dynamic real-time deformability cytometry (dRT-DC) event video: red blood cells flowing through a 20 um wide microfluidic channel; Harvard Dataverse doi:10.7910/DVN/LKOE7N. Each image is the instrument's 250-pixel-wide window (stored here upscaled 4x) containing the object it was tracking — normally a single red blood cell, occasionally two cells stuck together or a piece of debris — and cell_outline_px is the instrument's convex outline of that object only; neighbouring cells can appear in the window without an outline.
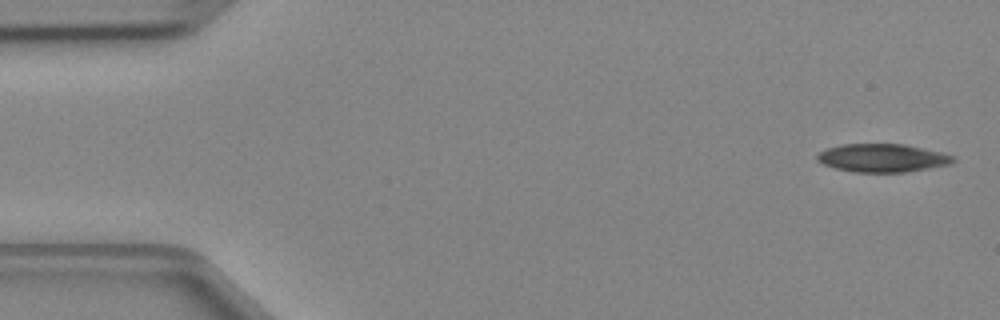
{"species": "Egyptian fruit bat (a non-hibernating species)", "species_latin": "Rousettus aegyptiacus", "temperature_condition": "cold", "stored_images_in_passage": 46, "camera_frame_rate_fps": 3000, "um_per_image_px": 0.085, "animal": {"sex": "female"}, "frame": {"image": 1, "passage_image": 1, "time_ms": 0.0, "image_size_px": [1000, 320], "cell_outline_px": [[956, 160], [948, 164], [928, 168], [904, 172], [856, 172], [836, 168], [824, 164], [816, 160], [816, 156], [820, 152], [828, 148], [844, 144], [904, 144], [944, 152], [952, 156]], "centroid_in_image_um": [75.01, 13.42], "position_along_channel_um": 10.0, "area_um2": 22.14}}
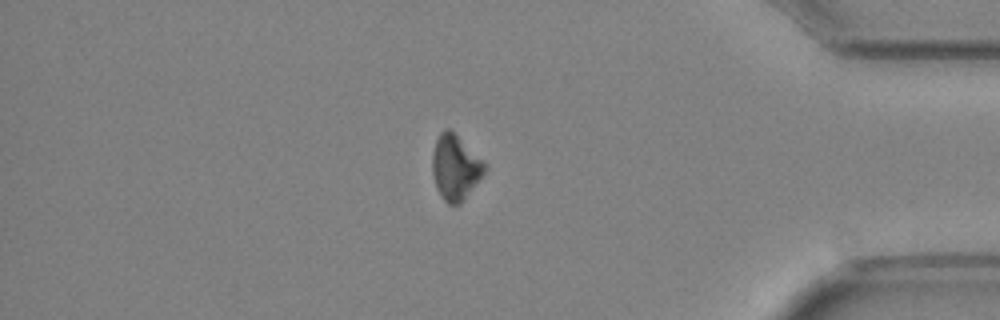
{"frame": {"image": 2, "passage_image": 39, "time_ms": 12.667, "image_size_px": [1000, 320], "cell_outline_px": [[488, 168], [460, 204], [448, 204], [444, 200], [436, 188], [432, 172], [432, 152], [436, 140], [440, 132], [444, 128], [448, 128], [488, 164]], "centroid_in_image_um": [38.7, 14.23], "position_along_channel_um": 396.5, "area_um2": 19.77}}
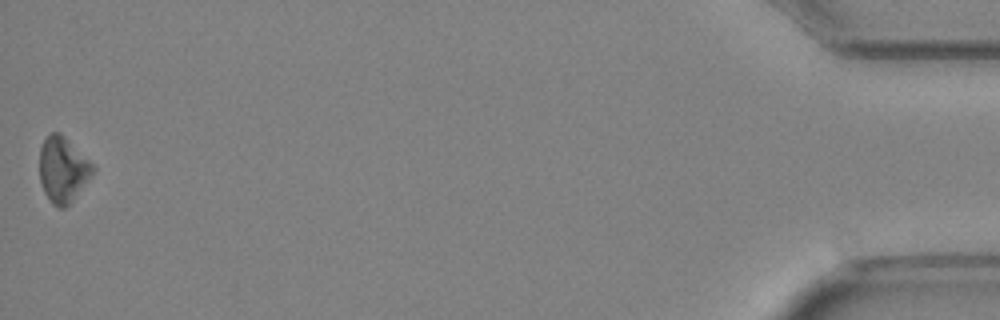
{"frame": {"image": 3, "passage_image": 46, "time_ms": 15.0, "image_size_px": [1000, 320], "cell_outline_px": [[96, 168], [92, 176], [68, 204], [64, 208], [60, 208], [52, 204], [44, 192], [40, 180], [40, 148], [44, 140], [52, 132], [60, 132]], "centroid_in_image_um": [5.33, 14.42], "position_along_channel_um": 429.9, "area_um2": 19.94}}